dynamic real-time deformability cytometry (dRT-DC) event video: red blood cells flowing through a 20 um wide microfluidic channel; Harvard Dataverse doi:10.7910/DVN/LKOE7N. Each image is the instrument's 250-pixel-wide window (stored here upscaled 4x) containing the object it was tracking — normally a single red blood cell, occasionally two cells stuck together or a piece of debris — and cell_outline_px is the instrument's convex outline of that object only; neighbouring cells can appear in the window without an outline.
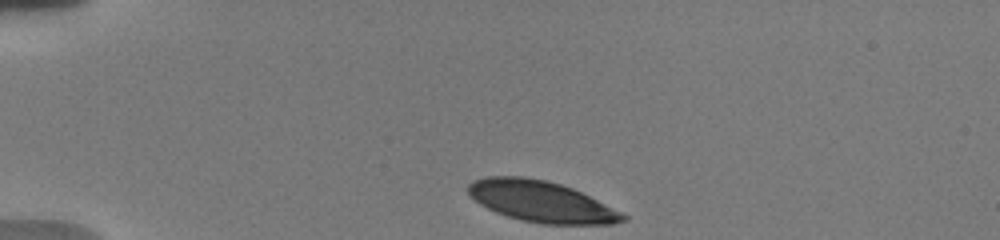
{"species": "human", "species_latin": "Homo sapiens", "temperature_condition": "warm", "stored_images_in_passage": 17, "camera_frame_rate_fps": 3000, "um_per_image_px": 0.085, "donor": {"sex": "male"}, "frame": {"image": 1, "passage_image": 1, "time_ms": 0.0, "image_size_px": [1000, 240], "cell_outline_px": [[628, 220], [612, 224], [540, 224], [520, 220], [496, 212], [480, 204], [468, 192], [468, 184], [472, 180], [488, 176], [524, 176], [544, 180], [560, 184], [572, 188], [628, 216]], "centroid_in_image_um": [45.98, 17.13], "position_along_channel_um": 39.0, "area_um2": 36.7}}
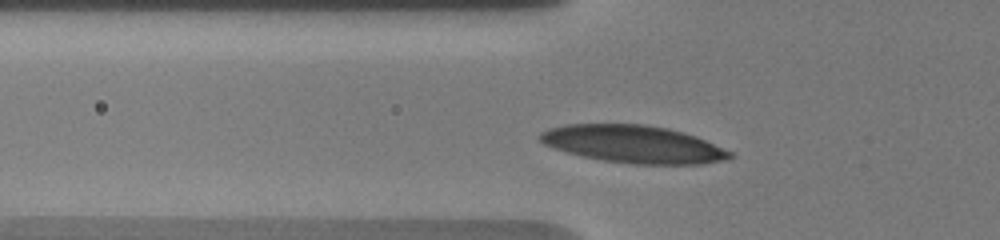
{"frame": {"image": 2, "passage_image": 9, "time_ms": 2.333, "image_size_px": [1000, 240], "cell_outline_px": [[732, 156], [720, 160], [704, 164], [636, 164], [604, 160], [584, 156], [552, 148], [544, 144], [536, 136], [540, 132], [548, 128], [568, 124], [644, 124], [668, 128], [684, 132], [696, 136], [732, 152]], "centroid_in_image_um": [53.79, 12.24], "position_along_channel_um": 72.0, "area_um2": 41.33}}
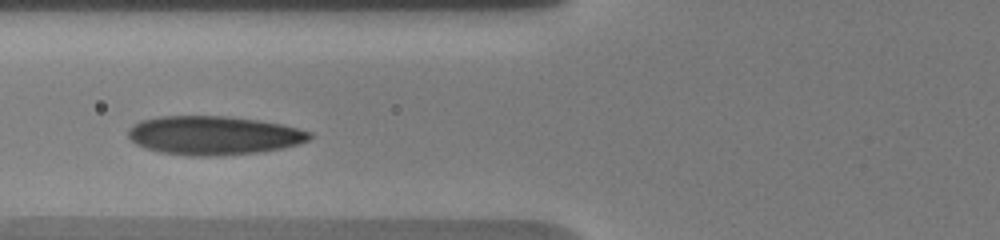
{"frame": {"image": 3, "passage_image": 16, "time_ms": 3.333, "image_size_px": [1000, 240], "cell_outline_px": [[312, 136], [308, 140], [300, 144], [284, 148], [264, 152], [216, 156], [188, 156], [160, 152], [144, 148], [136, 144], [128, 136], [128, 128], [132, 124], [140, 120], [160, 116], [228, 116], [260, 120], [280, 124], [312, 132]], "centroid_in_image_um": [18.15, 11.51], "position_along_channel_um": 107.6, "area_um2": 41.5}}